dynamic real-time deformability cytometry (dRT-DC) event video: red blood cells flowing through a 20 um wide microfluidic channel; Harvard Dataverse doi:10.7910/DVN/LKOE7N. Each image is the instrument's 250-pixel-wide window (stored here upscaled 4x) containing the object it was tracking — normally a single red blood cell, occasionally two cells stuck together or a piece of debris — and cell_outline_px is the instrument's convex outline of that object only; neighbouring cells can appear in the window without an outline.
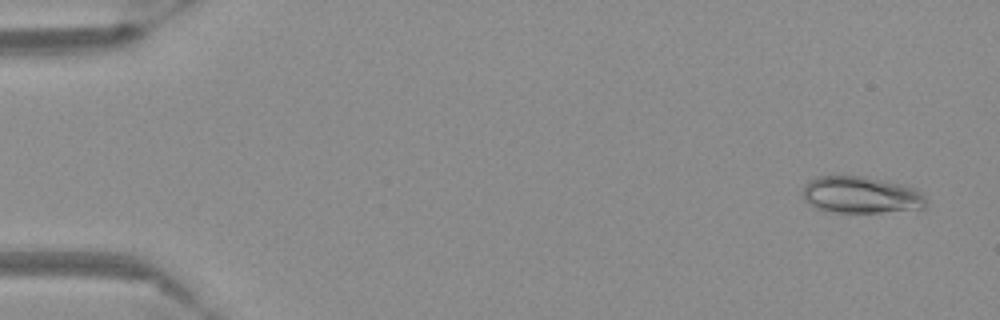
{"species": "Egyptian fruit bat (a non-hibernating species)", "species_latin": "Rousettus aegyptiacus", "temperature_condition": "warm", "stored_images_in_passage": 12, "camera_frame_rate_fps": 3000, "um_per_image_px": 0.085, "frame": {"image": 1, "passage_image": 3, "time_ms": 0.667, "image_size_px": [1000, 320], "cell_outline_px": [[924, 208], [880, 212], [824, 212], [816, 208], [804, 196], [804, 184], [808, 180], [816, 176], [864, 176], [888, 180], [904, 184], [916, 188], [924, 196]], "centroid_in_image_um": [73.18, 16.55], "position_along_channel_um": 11.8, "area_um2": 26.47}}